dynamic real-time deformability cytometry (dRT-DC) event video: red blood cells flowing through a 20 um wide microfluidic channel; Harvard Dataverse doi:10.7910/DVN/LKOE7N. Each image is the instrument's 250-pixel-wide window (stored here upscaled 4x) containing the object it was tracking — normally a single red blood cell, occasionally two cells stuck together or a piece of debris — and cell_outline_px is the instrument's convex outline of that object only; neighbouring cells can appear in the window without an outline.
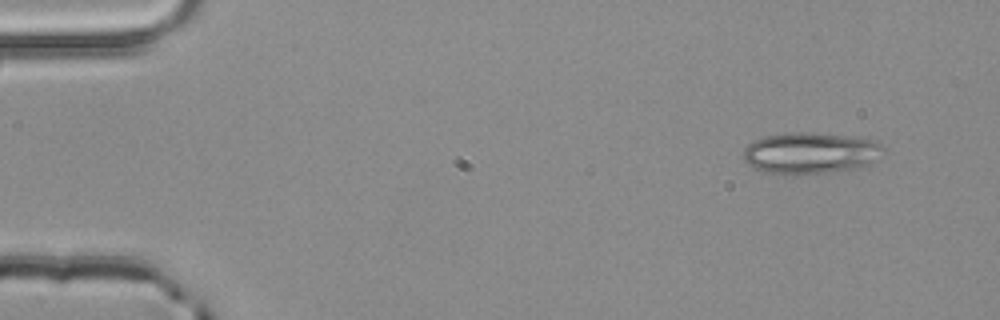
{"species": "common noctule bat (a hibernating species)", "species_latin": "Nyctalus noctula", "temperature_condition": "room temperature", "stored_images_in_passage": 3, "camera_frame_rate_fps": 3000, "um_per_image_px": 0.085, "animal": {"sex": "male", "body_mass_g": 20.4}, "frame": {"image": 1, "passage_image": 1, "time_ms": 0.0, "image_size_px": [1000, 320], "cell_outline_px": [[888, 148], [876, 160], [868, 164], [852, 168], [828, 172], [796, 176], [764, 172], [748, 164], [744, 160], [744, 148], [752, 140], [764, 136], [784, 132], [812, 132], [844, 136], [872, 140]], "centroid_in_image_um": [68.84, 13.01], "position_along_channel_um": 16.2, "area_um2": 34.04}}